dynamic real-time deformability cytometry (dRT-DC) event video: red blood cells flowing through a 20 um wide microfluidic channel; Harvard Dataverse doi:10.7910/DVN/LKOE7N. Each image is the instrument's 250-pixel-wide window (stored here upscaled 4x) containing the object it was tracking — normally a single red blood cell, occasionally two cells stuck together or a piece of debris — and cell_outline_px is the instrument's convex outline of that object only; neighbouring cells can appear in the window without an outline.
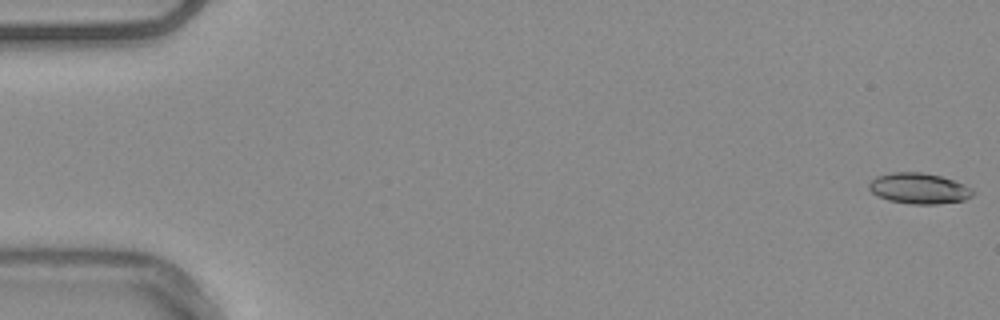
{"species": "common noctule bat (a hibernating species)", "species_latin": "Nyctalus noctula", "temperature_condition": "warm", "stored_images_in_passage": 14, "camera_frame_rate_fps": 3000, "um_per_image_px": 0.085, "animal": {"sex": "male", "body_mass_g": 20.4}, "frame": {"image": 1, "passage_image": 1, "time_ms": 0.0, "image_size_px": [1000, 320], "cell_outline_px": [[972, 196], [964, 200], [936, 204], [912, 204], [888, 200], [872, 192], [868, 188], [868, 184], [876, 176], [892, 172], [924, 172], [940, 176], [952, 180], [972, 188]], "centroid_in_image_um": [78.09, 16.01], "position_along_channel_um": 6.9, "area_um2": 18.44}}